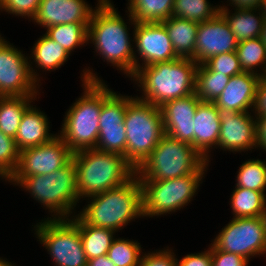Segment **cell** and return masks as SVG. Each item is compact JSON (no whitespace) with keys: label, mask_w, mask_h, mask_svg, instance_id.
Returning <instances> with one entry per match:
<instances>
[{"label":"cell","mask_w":266,"mask_h":266,"mask_svg":"<svg viewBox=\"0 0 266 266\" xmlns=\"http://www.w3.org/2000/svg\"><path fill=\"white\" fill-rule=\"evenodd\" d=\"M257 143L256 146L266 151V115H255Z\"/></svg>","instance_id":"cell-44"},{"label":"cell","mask_w":266,"mask_h":266,"mask_svg":"<svg viewBox=\"0 0 266 266\" xmlns=\"http://www.w3.org/2000/svg\"><path fill=\"white\" fill-rule=\"evenodd\" d=\"M230 78L210 71L204 64H198L195 73V94L202 102H214Z\"/></svg>","instance_id":"cell-27"},{"label":"cell","mask_w":266,"mask_h":266,"mask_svg":"<svg viewBox=\"0 0 266 266\" xmlns=\"http://www.w3.org/2000/svg\"><path fill=\"white\" fill-rule=\"evenodd\" d=\"M207 0H174L172 16L202 23L213 18L219 7H211Z\"/></svg>","instance_id":"cell-33"},{"label":"cell","mask_w":266,"mask_h":266,"mask_svg":"<svg viewBox=\"0 0 266 266\" xmlns=\"http://www.w3.org/2000/svg\"><path fill=\"white\" fill-rule=\"evenodd\" d=\"M180 58H193L199 23L171 16L162 22Z\"/></svg>","instance_id":"cell-23"},{"label":"cell","mask_w":266,"mask_h":266,"mask_svg":"<svg viewBox=\"0 0 266 266\" xmlns=\"http://www.w3.org/2000/svg\"><path fill=\"white\" fill-rule=\"evenodd\" d=\"M89 198L90 204L78 216L91 226L117 232L132 219L143 217L142 188L137 175L121 186Z\"/></svg>","instance_id":"cell-5"},{"label":"cell","mask_w":266,"mask_h":266,"mask_svg":"<svg viewBox=\"0 0 266 266\" xmlns=\"http://www.w3.org/2000/svg\"><path fill=\"white\" fill-rule=\"evenodd\" d=\"M202 101L195 93L166 102L160 107L165 134L194 148L193 118Z\"/></svg>","instance_id":"cell-17"},{"label":"cell","mask_w":266,"mask_h":266,"mask_svg":"<svg viewBox=\"0 0 266 266\" xmlns=\"http://www.w3.org/2000/svg\"><path fill=\"white\" fill-rule=\"evenodd\" d=\"M252 111H254L256 115H266V76L262 77L259 81Z\"/></svg>","instance_id":"cell-43"},{"label":"cell","mask_w":266,"mask_h":266,"mask_svg":"<svg viewBox=\"0 0 266 266\" xmlns=\"http://www.w3.org/2000/svg\"><path fill=\"white\" fill-rule=\"evenodd\" d=\"M208 249L201 253L188 254L180 261L177 259V266H212L211 247Z\"/></svg>","instance_id":"cell-42"},{"label":"cell","mask_w":266,"mask_h":266,"mask_svg":"<svg viewBox=\"0 0 266 266\" xmlns=\"http://www.w3.org/2000/svg\"><path fill=\"white\" fill-rule=\"evenodd\" d=\"M262 0H230L235 10L259 9Z\"/></svg>","instance_id":"cell-45"},{"label":"cell","mask_w":266,"mask_h":266,"mask_svg":"<svg viewBox=\"0 0 266 266\" xmlns=\"http://www.w3.org/2000/svg\"><path fill=\"white\" fill-rule=\"evenodd\" d=\"M139 266H177V258L171 249L159 250L142 255Z\"/></svg>","instance_id":"cell-40"},{"label":"cell","mask_w":266,"mask_h":266,"mask_svg":"<svg viewBox=\"0 0 266 266\" xmlns=\"http://www.w3.org/2000/svg\"><path fill=\"white\" fill-rule=\"evenodd\" d=\"M206 161L189 143L165 134L136 170L139 180H166L195 173Z\"/></svg>","instance_id":"cell-7"},{"label":"cell","mask_w":266,"mask_h":266,"mask_svg":"<svg viewBox=\"0 0 266 266\" xmlns=\"http://www.w3.org/2000/svg\"><path fill=\"white\" fill-rule=\"evenodd\" d=\"M259 10L261 12V14L265 17L266 19V0H262L261 1V4H260V7H259Z\"/></svg>","instance_id":"cell-48"},{"label":"cell","mask_w":266,"mask_h":266,"mask_svg":"<svg viewBox=\"0 0 266 266\" xmlns=\"http://www.w3.org/2000/svg\"><path fill=\"white\" fill-rule=\"evenodd\" d=\"M95 8L88 25V41L93 43L97 55L101 54L107 63L132 78L141 65L131 46L130 41L134 40H130L125 21L110 0H98Z\"/></svg>","instance_id":"cell-1"},{"label":"cell","mask_w":266,"mask_h":266,"mask_svg":"<svg viewBox=\"0 0 266 266\" xmlns=\"http://www.w3.org/2000/svg\"><path fill=\"white\" fill-rule=\"evenodd\" d=\"M126 128L121 125H111L99 128L96 149L123 155L126 159Z\"/></svg>","instance_id":"cell-36"},{"label":"cell","mask_w":266,"mask_h":266,"mask_svg":"<svg viewBox=\"0 0 266 266\" xmlns=\"http://www.w3.org/2000/svg\"><path fill=\"white\" fill-rule=\"evenodd\" d=\"M193 121L194 149L209 163L208 153L212 146H217L221 128L217 106L213 102H201Z\"/></svg>","instance_id":"cell-20"},{"label":"cell","mask_w":266,"mask_h":266,"mask_svg":"<svg viewBox=\"0 0 266 266\" xmlns=\"http://www.w3.org/2000/svg\"><path fill=\"white\" fill-rule=\"evenodd\" d=\"M260 39L266 45V19H265V21L263 23V28L261 30Z\"/></svg>","instance_id":"cell-47"},{"label":"cell","mask_w":266,"mask_h":266,"mask_svg":"<svg viewBox=\"0 0 266 266\" xmlns=\"http://www.w3.org/2000/svg\"><path fill=\"white\" fill-rule=\"evenodd\" d=\"M212 266H248V260L240 255L218 250L212 243Z\"/></svg>","instance_id":"cell-41"},{"label":"cell","mask_w":266,"mask_h":266,"mask_svg":"<svg viewBox=\"0 0 266 266\" xmlns=\"http://www.w3.org/2000/svg\"><path fill=\"white\" fill-rule=\"evenodd\" d=\"M7 41H5L4 38L1 37L0 35V48L6 43Z\"/></svg>","instance_id":"cell-51"},{"label":"cell","mask_w":266,"mask_h":266,"mask_svg":"<svg viewBox=\"0 0 266 266\" xmlns=\"http://www.w3.org/2000/svg\"><path fill=\"white\" fill-rule=\"evenodd\" d=\"M197 65L191 58L179 57L141 67L132 77L144 93L138 98L160 108L168 101L192 95Z\"/></svg>","instance_id":"cell-2"},{"label":"cell","mask_w":266,"mask_h":266,"mask_svg":"<svg viewBox=\"0 0 266 266\" xmlns=\"http://www.w3.org/2000/svg\"><path fill=\"white\" fill-rule=\"evenodd\" d=\"M94 10L85 0H41L33 21L44 28L58 24L90 23Z\"/></svg>","instance_id":"cell-18"},{"label":"cell","mask_w":266,"mask_h":266,"mask_svg":"<svg viewBox=\"0 0 266 266\" xmlns=\"http://www.w3.org/2000/svg\"><path fill=\"white\" fill-rule=\"evenodd\" d=\"M0 266H15V265L12 264L11 262L6 261L5 259L3 260L2 258H0Z\"/></svg>","instance_id":"cell-50"},{"label":"cell","mask_w":266,"mask_h":266,"mask_svg":"<svg viewBox=\"0 0 266 266\" xmlns=\"http://www.w3.org/2000/svg\"><path fill=\"white\" fill-rule=\"evenodd\" d=\"M129 20L134 25V43L140 58L144 62L141 67L158 62H168L179 58L176 54L171 39L162 22L135 23L132 16Z\"/></svg>","instance_id":"cell-14"},{"label":"cell","mask_w":266,"mask_h":266,"mask_svg":"<svg viewBox=\"0 0 266 266\" xmlns=\"http://www.w3.org/2000/svg\"><path fill=\"white\" fill-rule=\"evenodd\" d=\"M32 59L39 68L46 71L58 69L67 61L69 53L45 34L38 39L32 48ZM34 57V58H33Z\"/></svg>","instance_id":"cell-29"},{"label":"cell","mask_w":266,"mask_h":266,"mask_svg":"<svg viewBox=\"0 0 266 266\" xmlns=\"http://www.w3.org/2000/svg\"><path fill=\"white\" fill-rule=\"evenodd\" d=\"M22 53L8 42L0 48V97L37 96L39 75Z\"/></svg>","instance_id":"cell-13"},{"label":"cell","mask_w":266,"mask_h":266,"mask_svg":"<svg viewBox=\"0 0 266 266\" xmlns=\"http://www.w3.org/2000/svg\"><path fill=\"white\" fill-rule=\"evenodd\" d=\"M55 266H87L79 227L72 219H45L34 226Z\"/></svg>","instance_id":"cell-10"},{"label":"cell","mask_w":266,"mask_h":266,"mask_svg":"<svg viewBox=\"0 0 266 266\" xmlns=\"http://www.w3.org/2000/svg\"><path fill=\"white\" fill-rule=\"evenodd\" d=\"M72 156L73 152L58 134L48 143L20 150L17 168L7 181L17 185L25 177L50 174L66 166Z\"/></svg>","instance_id":"cell-12"},{"label":"cell","mask_w":266,"mask_h":266,"mask_svg":"<svg viewBox=\"0 0 266 266\" xmlns=\"http://www.w3.org/2000/svg\"><path fill=\"white\" fill-rule=\"evenodd\" d=\"M236 187L265 192L266 163L259 159L246 160L239 168Z\"/></svg>","instance_id":"cell-34"},{"label":"cell","mask_w":266,"mask_h":266,"mask_svg":"<svg viewBox=\"0 0 266 266\" xmlns=\"http://www.w3.org/2000/svg\"><path fill=\"white\" fill-rule=\"evenodd\" d=\"M237 46V39L225 18L218 12L208 21L199 23L192 60L203 64L214 55L236 51Z\"/></svg>","instance_id":"cell-16"},{"label":"cell","mask_w":266,"mask_h":266,"mask_svg":"<svg viewBox=\"0 0 266 266\" xmlns=\"http://www.w3.org/2000/svg\"><path fill=\"white\" fill-rule=\"evenodd\" d=\"M91 70H83V96L69 108L65 115L60 137L75 153L94 149L99 136V115L102 107V80Z\"/></svg>","instance_id":"cell-3"},{"label":"cell","mask_w":266,"mask_h":266,"mask_svg":"<svg viewBox=\"0 0 266 266\" xmlns=\"http://www.w3.org/2000/svg\"><path fill=\"white\" fill-rule=\"evenodd\" d=\"M230 221L213 240L218 250L240 255L248 261L251 256L266 253V232L260 217H233Z\"/></svg>","instance_id":"cell-11"},{"label":"cell","mask_w":266,"mask_h":266,"mask_svg":"<svg viewBox=\"0 0 266 266\" xmlns=\"http://www.w3.org/2000/svg\"><path fill=\"white\" fill-rule=\"evenodd\" d=\"M141 245L137 241L114 238L107 252V257L115 266H139Z\"/></svg>","instance_id":"cell-35"},{"label":"cell","mask_w":266,"mask_h":266,"mask_svg":"<svg viewBox=\"0 0 266 266\" xmlns=\"http://www.w3.org/2000/svg\"><path fill=\"white\" fill-rule=\"evenodd\" d=\"M73 217L70 216L79 227L80 238L87 259L90 260L107 255L111 243L115 238L113 236L115 231L86 224L78 215Z\"/></svg>","instance_id":"cell-24"},{"label":"cell","mask_w":266,"mask_h":266,"mask_svg":"<svg viewBox=\"0 0 266 266\" xmlns=\"http://www.w3.org/2000/svg\"><path fill=\"white\" fill-rule=\"evenodd\" d=\"M89 23H69L49 26L45 35L57 42L70 55L71 51L88 42Z\"/></svg>","instance_id":"cell-30"},{"label":"cell","mask_w":266,"mask_h":266,"mask_svg":"<svg viewBox=\"0 0 266 266\" xmlns=\"http://www.w3.org/2000/svg\"><path fill=\"white\" fill-rule=\"evenodd\" d=\"M208 163L195 173L166 180H139L142 188L143 217L175 212L186 206L197 192Z\"/></svg>","instance_id":"cell-9"},{"label":"cell","mask_w":266,"mask_h":266,"mask_svg":"<svg viewBox=\"0 0 266 266\" xmlns=\"http://www.w3.org/2000/svg\"><path fill=\"white\" fill-rule=\"evenodd\" d=\"M236 53L244 72L266 76V45L260 37L238 42ZM257 66L263 68V73H257Z\"/></svg>","instance_id":"cell-32"},{"label":"cell","mask_w":266,"mask_h":266,"mask_svg":"<svg viewBox=\"0 0 266 266\" xmlns=\"http://www.w3.org/2000/svg\"><path fill=\"white\" fill-rule=\"evenodd\" d=\"M127 105L128 96L113 92L102 82V107L99 115V127L123 124Z\"/></svg>","instance_id":"cell-31"},{"label":"cell","mask_w":266,"mask_h":266,"mask_svg":"<svg viewBox=\"0 0 266 266\" xmlns=\"http://www.w3.org/2000/svg\"><path fill=\"white\" fill-rule=\"evenodd\" d=\"M41 0H0V10L22 16L31 17V20L36 16Z\"/></svg>","instance_id":"cell-39"},{"label":"cell","mask_w":266,"mask_h":266,"mask_svg":"<svg viewBox=\"0 0 266 266\" xmlns=\"http://www.w3.org/2000/svg\"><path fill=\"white\" fill-rule=\"evenodd\" d=\"M218 111L221 122L218 147L233 152L257 147L256 120L249 111L235 112L224 108H218Z\"/></svg>","instance_id":"cell-15"},{"label":"cell","mask_w":266,"mask_h":266,"mask_svg":"<svg viewBox=\"0 0 266 266\" xmlns=\"http://www.w3.org/2000/svg\"><path fill=\"white\" fill-rule=\"evenodd\" d=\"M203 64L210 71H214L217 74H222L229 77L244 72L241 68L236 51L214 55Z\"/></svg>","instance_id":"cell-38"},{"label":"cell","mask_w":266,"mask_h":266,"mask_svg":"<svg viewBox=\"0 0 266 266\" xmlns=\"http://www.w3.org/2000/svg\"><path fill=\"white\" fill-rule=\"evenodd\" d=\"M228 10L227 6H219V13L225 18L238 42L260 37L265 17L259 9L236 10L232 15ZM256 11H259V16L255 15Z\"/></svg>","instance_id":"cell-22"},{"label":"cell","mask_w":266,"mask_h":266,"mask_svg":"<svg viewBox=\"0 0 266 266\" xmlns=\"http://www.w3.org/2000/svg\"><path fill=\"white\" fill-rule=\"evenodd\" d=\"M262 77L250 72L232 76L223 92L213 102L217 108L248 112L254 108L257 86Z\"/></svg>","instance_id":"cell-19"},{"label":"cell","mask_w":266,"mask_h":266,"mask_svg":"<svg viewBox=\"0 0 266 266\" xmlns=\"http://www.w3.org/2000/svg\"><path fill=\"white\" fill-rule=\"evenodd\" d=\"M79 198L114 189L130 181L136 169L123 155L94 149L73 153Z\"/></svg>","instance_id":"cell-4"},{"label":"cell","mask_w":266,"mask_h":266,"mask_svg":"<svg viewBox=\"0 0 266 266\" xmlns=\"http://www.w3.org/2000/svg\"><path fill=\"white\" fill-rule=\"evenodd\" d=\"M19 160V150L15 139L0 131V177L8 180L15 172Z\"/></svg>","instance_id":"cell-37"},{"label":"cell","mask_w":266,"mask_h":266,"mask_svg":"<svg viewBox=\"0 0 266 266\" xmlns=\"http://www.w3.org/2000/svg\"><path fill=\"white\" fill-rule=\"evenodd\" d=\"M128 14L135 23L163 22L172 16L174 0H129Z\"/></svg>","instance_id":"cell-26"},{"label":"cell","mask_w":266,"mask_h":266,"mask_svg":"<svg viewBox=\"0 0 266 266\" xmlns=\"http://www.w3.org/2000/svg\"><path fill=\"white\" fill-rule=\"evenodd\" d=\"M47 116L30 105L22 116L15 143L17 149L23 150L50 142L57 135L49 133Z\"/></svg>","instance_id":"cell-21"},{"label":"cell","mask_w":266,"mask_h":266,"mask_svg":"<svg viewBox=\"0 0 266 266\" xmlns=\"http://www.w3.org/2000/svg\"><path fill=\"white\" fill-rule=\"evenodd\" d=\"M260 218H261V220L263 222V226H264L265 232H266V204H265L263 212L261 213Z\"/></svg>","instance_id":"cell-49"},{"label":"cell","mask_w":266,"mask_h":266,"mask_svg":"<svg viewBox=\"0 0 266 266\" xmlns=\"http://www.w3.org/2000/svg\"><path fill=\"white\" fill-rule=\"evenodd\" d=\"M231 195L234 218L260 217L266 204L264 192L236 187Z\"/></svg>","instance_id":"cell-28"},{"label":"cell","mask_w":266,"mask_h":266,"mask_svg":"<svg viewBox=\"0 0 266 266\" xmlns=\"http://www.w3.org/2000/svg\"><path fill=\"white\" fill-rule=\"evenodd\" d=\"M124 126L126 160L137 170L165 135L161 109L138 96H128Z\"/></svg>","instance_id":"cell-6"},{"label":"cell","mask_w":266,"mask_h":266,"mask_svg":"<svg viewBox=\"0 0 266 266\" xmlns=\"http://www.w3.org/2000/svg\"><path fill=\"white\" fill-rule=\"evenodd\" d=\"M35 99L36 96L0 97V131L4 135L15 139L22 116Z\"/></svg>","instance_id":"cell-25"},{"label":"cell","mask_w":266,"mask_h":266,"mask_svg":"<svg viewBox=\"0 0 266 266\" xmlns=\"http://www.w3.org/2000/svg\"><path fill=\"white\" fill-rule=\"evenodd\" d=\"M87 266H115V264L107 257V255H102L88 260Z\"/></svg>","instance_id":"cell-46"},{"label":"cell","mask_w":266,"mask_h":266,"mask_svg":"<svg viewBox=\"0 0 266 266\" xmlns=\"http://www.w3.org/2000/svg\"><path fill=\"white\" fill-rule=\"evenodd\" d=\"M19 186L30 192L51 213L53 219H67L80 200L77 190L76 167L73 159L50 174L25 177Z\"/></svg>","instance_id":"cell-8"}]
</instances>
